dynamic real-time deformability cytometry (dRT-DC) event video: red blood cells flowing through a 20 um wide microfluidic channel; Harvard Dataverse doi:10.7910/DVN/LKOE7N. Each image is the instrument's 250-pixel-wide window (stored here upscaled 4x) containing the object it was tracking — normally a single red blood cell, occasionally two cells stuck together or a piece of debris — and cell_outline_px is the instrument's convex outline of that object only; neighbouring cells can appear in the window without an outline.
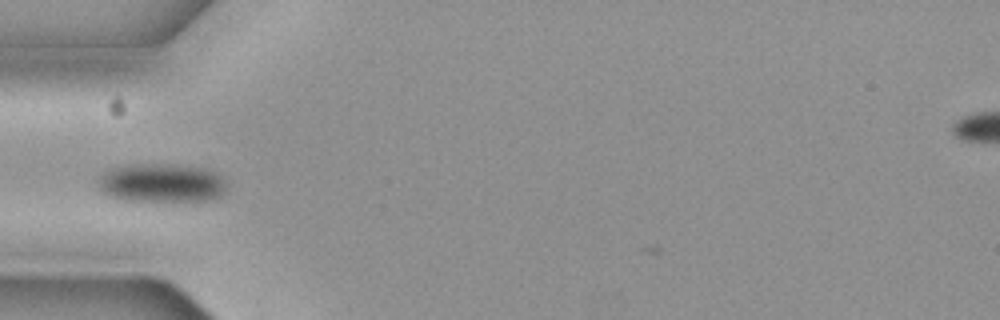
{"species": "common noctule bat (a hibernating species)", "species_latin": "Nyctalus noctula", "temperature_condition": "cold", "stored_images_in_passage": 4, "camera_frame_rate_fps": 3000, "um_per_image_px": 0.085, "animal": {"sex": "female", "body_mass_g": 19.3, "forearm_length_mm": 54.1}, "frame": {"image": 1, "passage_image": 2, "time_ms": 0.333, "image_size_px": [1000, 320], "cell_outline_px": [[224, 192], [220, 196], [208, 200], [124, 200], [112, 196], [104, 192], [96, 184], [96, 180], [100, 172], [124, 164], [176, 164], [204, 168], [216, 172], [224, 176]], "centroid_in_image_um": [13.69, 15.51], "position_along_channel_um": 71.3, "area_um2": 29.19}}
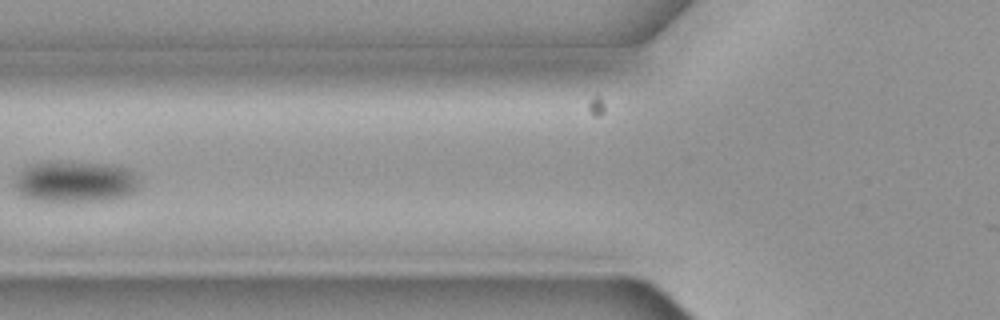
{"frame": {"image": 2, "passage_image": 3, "time_ms": 0.667, "image_size_px": [1000, 320], "cell_outline_px": [[140, 180], [136, 188], [132, 192], [124, 196], [104, 200], [40, 200], [24, 196], [16, 188], [16, 176], [24, 168], [32, 164], [112, 164], [128, 168]], "centroid_in_image_um": [6.45, 15.45], "position_along_channel_um": 119.4, "area_um2": 28.5}}